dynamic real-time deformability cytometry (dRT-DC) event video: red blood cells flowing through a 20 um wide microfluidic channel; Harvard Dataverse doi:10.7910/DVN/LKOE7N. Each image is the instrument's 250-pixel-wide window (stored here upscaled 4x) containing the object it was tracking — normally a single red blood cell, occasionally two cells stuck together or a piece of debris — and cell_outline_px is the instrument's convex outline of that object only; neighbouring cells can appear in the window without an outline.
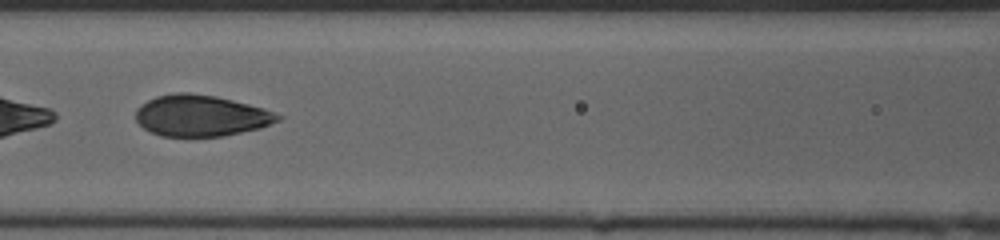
{"species": "human", "species_latin": "Homo sapiens", "temperature_condition": "cold", "stored_images_in_passage": 43, "segment_of_instrument_passage": [2, 2], "camera_frame_rate_fps": 3000, "um_per_image_px": 0.085, "donor": {"sex": "female"}, "frame": {"image": 1, "passage_image": 18, "time_ms": 5.667, "image_size_px": [1000, 240], "cell_outline_px": [[284, 116], [280, 120], [260, 128], [224, 136], [188, 140], [160, 136], [144, 128], [136, 120], [136, 108], [140, 104], [156, 96], [180, 92], [188, 92], [216, 96], [264, 108]], "centroid_in_image_um": [17.06, 9.88], "position_along_channel_um": 149.5, "area_um2": 35.08}}
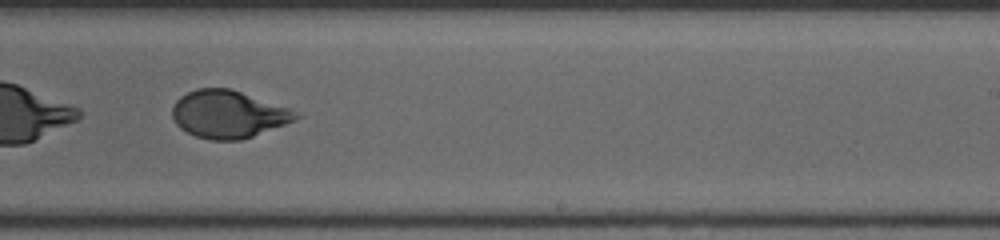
{"frame": {"image": 2, "passage_image": 27, "time_ms": 8.667, "image_size_px": [1000, 240], "cell_outline_px": [[304, 116], [296, 120], [252, 136], [240, 140], [212, 140], [196, 136], [180, 128], [176, 124], [172, 116], [172, 108], [176, 100], [180, 96], [196, 88], [228, 88], [292, 108], [304, 112]], "centroid_in_image_um": [19.46, 9.7], "position_along_channel_um": 269.5, "area_um2": 34.45}}
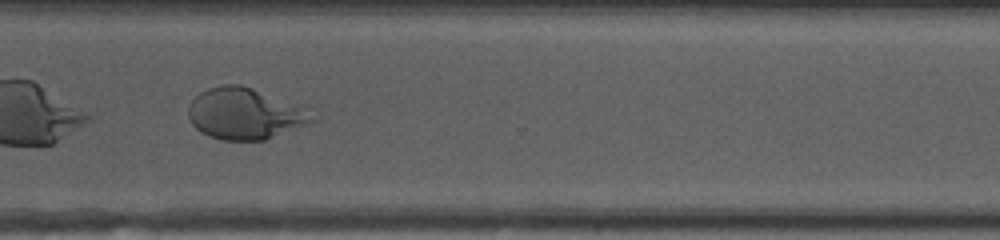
{"frame": {"image": 3, "passage_image": 33, "time_ms": 10.667, "image_size_px": [1000, 240], "cell_outline_px": [[316, 120], [264, 140], [220, 140], [208, 136], [200, 132], [192, 124], [188, 116], [188, 104], [200, 92], [208, 88], [224, 84], [240, 84], [308, 104]], "centroid_in_image_um": [20.88, 9.63], "position_along_channel_um": 349.7, "area_um2": 37.92}}